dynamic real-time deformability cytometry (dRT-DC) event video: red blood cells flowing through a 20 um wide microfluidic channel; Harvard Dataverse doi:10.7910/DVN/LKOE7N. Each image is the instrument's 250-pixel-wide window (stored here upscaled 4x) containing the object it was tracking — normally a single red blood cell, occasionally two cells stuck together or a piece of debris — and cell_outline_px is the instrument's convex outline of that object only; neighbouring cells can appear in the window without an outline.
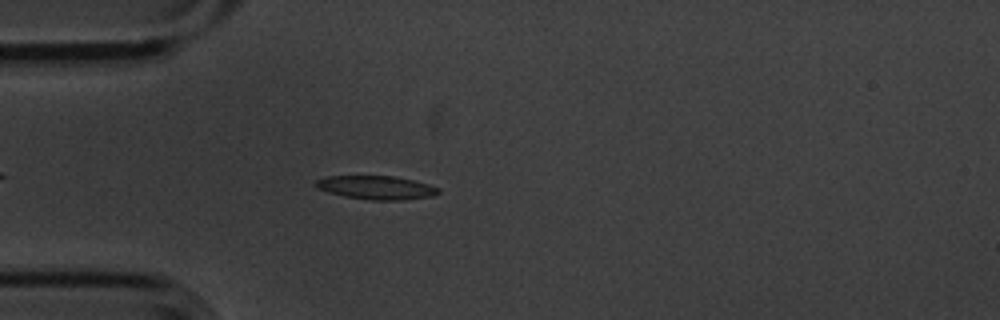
{"species": "common noctule bat (a hibernating species)", "species_latin": "Nyctalus noctula", "temperature_condition": "cold", "stored_images_in_passage": 2, "camera_frame_rate_fps": 3000, "um_per_image_px": 0.085, "animal": {"sex": "male", "body_mass_g": 20.1, "forearm_length_mm": 53.5}, "frame": {"image": 1, "passage_image": 2, "time_ms": 0.333, "image_size_px": [1000, 320], "cell_outline_px": [[440, 192], [432, 196], [404, 200], [368, 200], [344, 196], [328, 192], [316, 188], [312, 184], [316, 180], [328, 176], [392, 176], [412, 180], [428, 184], [440, 188]], "centroid_in_image_um": [31.96, 15.95], "position_along_channel_um": 53.0, "area_um2": 16.94}}